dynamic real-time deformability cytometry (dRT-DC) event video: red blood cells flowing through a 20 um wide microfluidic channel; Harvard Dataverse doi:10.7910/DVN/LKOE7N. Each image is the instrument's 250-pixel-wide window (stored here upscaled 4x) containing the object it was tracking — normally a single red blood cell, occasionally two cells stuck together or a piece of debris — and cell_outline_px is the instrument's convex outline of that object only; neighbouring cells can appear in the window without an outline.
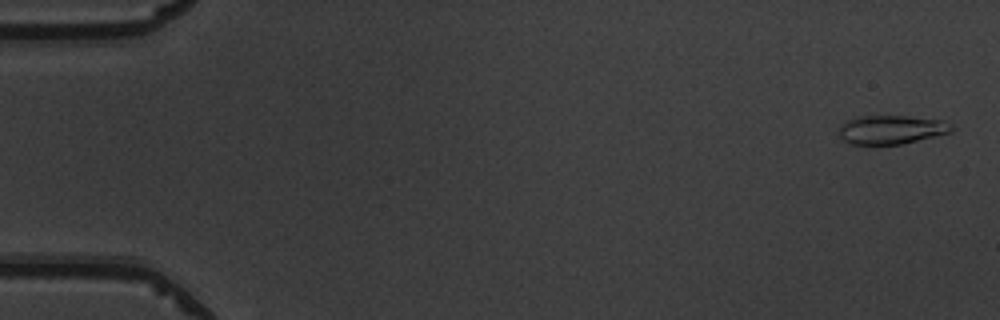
{"species": "common noctule bat (a hibernating species)", "species_latin": "Nyctalus noctula", "temperature_condition": "warm", "stored_images_in_passage": 52, "camera_frame_rate_fps": 3000, "um_per_image_px": 0.085, "animal": {"sex": "male", "body_mass_g": 19.5, "forearm_length_mm": 54.6}, "frame": {"image": 1, "passage_image": 2, "time_ms": 0.333, "image_size_px": [1000, 320], "cell_outline_px": [[952, 132], [936, 136], [900, 144], [852, 144], [844, 140], [836, 132], [844, 120], [860, 116], [908, 116], [940, 120], [952, 128]], "centroid_in_image_um": [75.67, 11.02], "position_along_channel_um": 9.3, "area_um2": 18.73}}
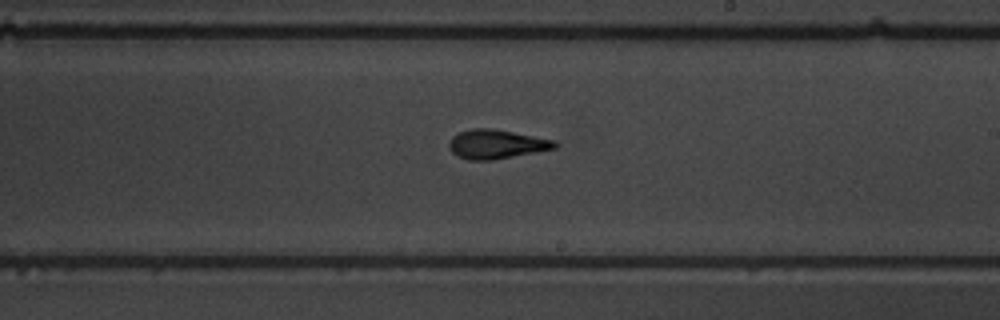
{"frame": {"image": 2, "passage_image": 31, "time_ms": 10.0, "image_size_px": [1000, 320], "cell_outline_px": [[560, 144], [556, 148], [492, 160], [468, 160], [452, 152], [448, 144], [452, 136], [460, 132], [472, 128], [492, 128], [552, 140]], "centroid_in_image_um": [42.17, 12.25], "position_along_channel_um": 246.8, "area_um2": 17.63}}
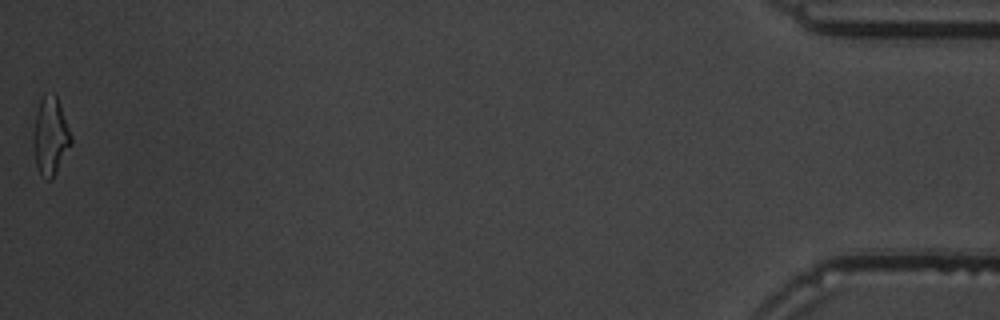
{"frame": {"image": 3, "passage_image": 52, "time_ms": 17.0, "image_size_px": [1000, 320], "cell_outline_px": [[72, 144], [52, 180], [48, 180], [40, 172], [36, 164], [32, 144], [32, 132], [36, 112], [40, 96], [44, 92], [56, 96], [72, 136]], "centroid_in_image_um": [4.26, 11.56], "position_along_channel_um": 430.9, "area_um2": 17.28}, "authors_computed_cell_mechanics": {"area_um2": 17.6579, "velocity_mm_per_s": 3.961, "shape_relaxation_time_tau1_ms": 4.2053, "shape_relaxation_time_tau2_ms": 2.1981, "deformation_change_tau1": 0.1781, "deformation_change_tau2": 0.1079}}